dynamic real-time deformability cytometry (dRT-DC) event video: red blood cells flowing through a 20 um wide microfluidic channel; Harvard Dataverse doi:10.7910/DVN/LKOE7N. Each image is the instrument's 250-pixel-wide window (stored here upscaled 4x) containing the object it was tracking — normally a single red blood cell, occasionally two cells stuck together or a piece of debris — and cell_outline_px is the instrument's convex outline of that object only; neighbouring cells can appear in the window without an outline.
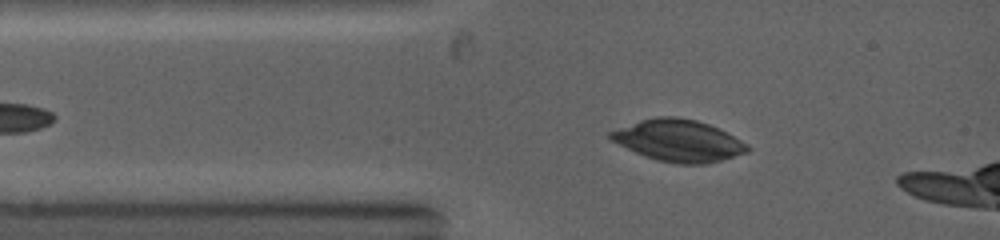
{"species": "common noctule bat (a hibernating species)", "species_latin": "Nyctalus noctula", "temperature_condition": "warm", "stored_images_in_passage": 16, "camera_frame_rate_fps": 5000, "um_per_image_px": 0.085, "animal": {"sex": "female", "body_mass_g": 19.0, "forearm_length_mm": 53.3}, "frame": {"image": 1, "passage_image": 3, "time_ms": 1.0, "image_size_px": [1000, 240], "cell_outline_px": [[752, 148], [748, 152], [708, 164], [676, 164], [656, 160], [644, 156], [608, 140], [604, 136], [608, 132], [640, 120], [656, 116], [676, 116], [696, 120], [720, 128], [748, 144]], "centroid_in_image_um": [57.65, 11.95], "position_along_channel_um": 27.3, "area_um2": 33.81}}